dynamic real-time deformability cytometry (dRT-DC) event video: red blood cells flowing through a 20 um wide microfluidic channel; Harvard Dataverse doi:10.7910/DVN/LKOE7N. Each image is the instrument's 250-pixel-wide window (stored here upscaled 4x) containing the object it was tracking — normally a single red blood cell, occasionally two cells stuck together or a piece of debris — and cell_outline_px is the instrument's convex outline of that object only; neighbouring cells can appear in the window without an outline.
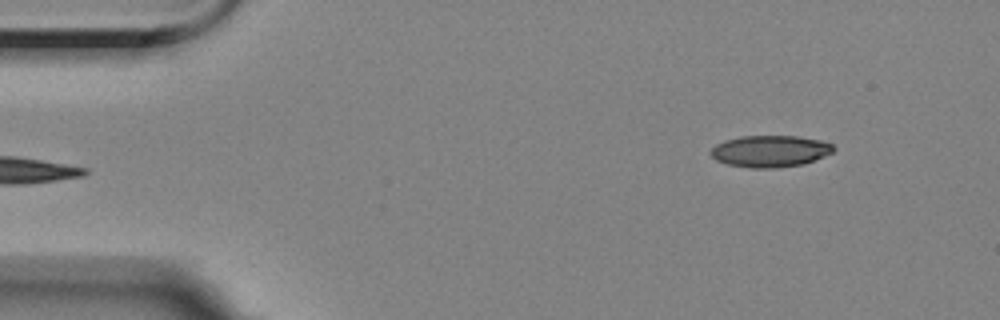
{"species": "Egyptian fruit bat (a non-hibernating species)", "species_latin": "Rousettus aegyptiacus", "temperature_condition": "room temperature", "stored_images_in_passage": 4, "camera_frame_rate_fps": 3000, "um_per_image_px": 0.085, "animal": {"sex": "female"}, "frame": {"image": 1, "passage_image": 4, "time_ms": 3.333, "image_size_px": [1000, 320], "cell_outline_px": [[836, 148], [832, 152], [824, 156], [804, 164], [776, 168], [752, 168], [728, 164], [716, 160], [708, 152], [716, 144], [724, 140], [740, 136], [796, 136], [820, 140], [832, 144]], "centroid_in_image_um": [65.44, 12.85], "position_along_channel_um": 19.6, "area_um2": 22.72}}